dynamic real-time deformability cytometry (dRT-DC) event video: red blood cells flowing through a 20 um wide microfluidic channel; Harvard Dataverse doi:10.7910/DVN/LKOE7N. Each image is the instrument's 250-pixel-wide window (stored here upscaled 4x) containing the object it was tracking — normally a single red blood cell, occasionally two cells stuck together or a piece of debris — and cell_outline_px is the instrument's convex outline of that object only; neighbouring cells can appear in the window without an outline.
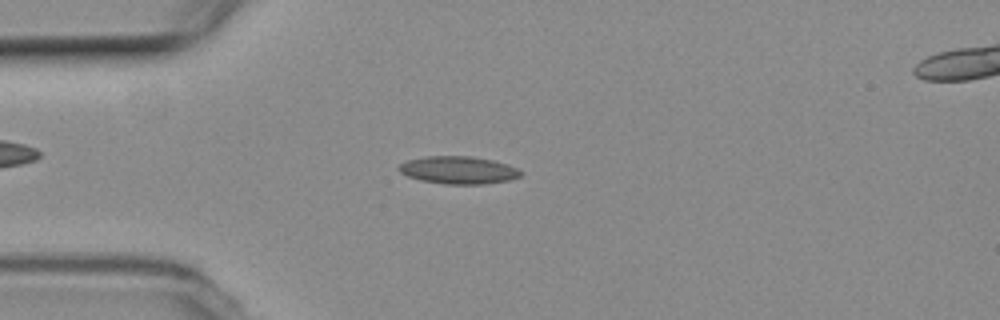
{"species": "common noctule bat (a hibernating species)", "species_latin": "Nyctalus noctula", "temperature_condition": "room temperature", "stored_images_in_passage": 53, "camera_frame_rate_fps": 3000, "um_per_image_px": 0.085, "animal": {"sex": "female", "body_mass_g": 19.3, "forearm_length_mm": 54.1}, "frame": {"image": 1, "passage_image": 13, "time_ms": 4.0, "image_size_px": [1000, 320], "cell_outline_px": [[524, 172], [520, 176], [508, 180], [484, 184], [444, 184], [420, 180], [408, 176], [400, 172], [396, 168], [400, 164], [408, 160], [424, 156], [472, 156], [492, 160], [516, 168]], "centroid_in_image_um": [38.93, 14.46], "position_along_channel_um": 46.1, "area_um2": 19.54}}
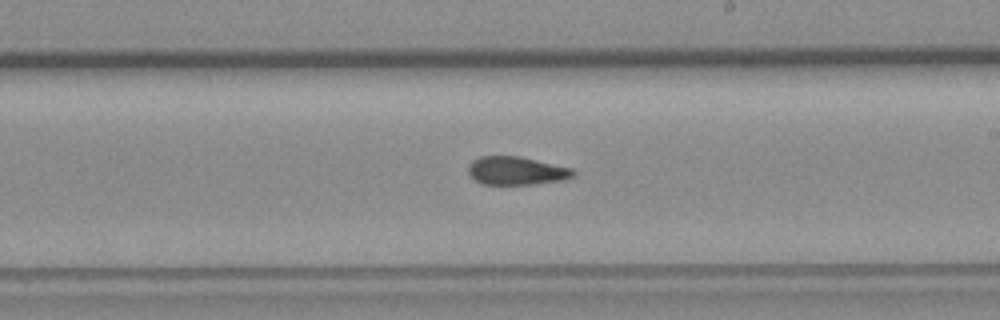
{"frame": {"image": 2, "passage_image": 30, "time_ms": 9.667, "image_size_px": [1000, 320], "cell_outline_px": [[576, 172], [572, 176], [564, 180], [536, 184], [480, 184], [468, 172], [468, 164], [472, 160], [480, 156], [520, 156], [572, 168]], "centroid_in_image_um": [43.89, 14.51], "position_along_channel_um": 245.1, "area_um2": 17.34}}
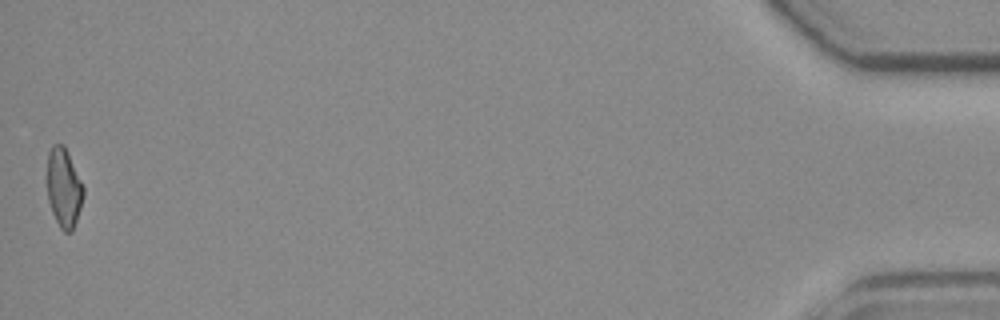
{"frame": {"image": 3, "passage_image": 53, "time_ms": 17.333, "image_size_px": [1000, 320], "cell_outline_px": [[84, 196], [72, 232], [64, 232], [60, 228], [52, 212], [48, 200], [48, 152], [52, 144], [64, 144], [68, 152], [84, 188]], "centroid_in_image_um": [5.43, 15.96], "position_along_channel_um": 429.8, "area_um2": 16.59}, "authors_computed_cell_mechanics": {"area_um2": 17.8024, "velocity_mm_per_s": 3.7685, "shape_relaxation_time_tau1_ms": null, "shape_relaxation_time_tau2_ms": 2.3527, "deformation_change_tau1": null, "deformation_change_tau2": 0.0824}}